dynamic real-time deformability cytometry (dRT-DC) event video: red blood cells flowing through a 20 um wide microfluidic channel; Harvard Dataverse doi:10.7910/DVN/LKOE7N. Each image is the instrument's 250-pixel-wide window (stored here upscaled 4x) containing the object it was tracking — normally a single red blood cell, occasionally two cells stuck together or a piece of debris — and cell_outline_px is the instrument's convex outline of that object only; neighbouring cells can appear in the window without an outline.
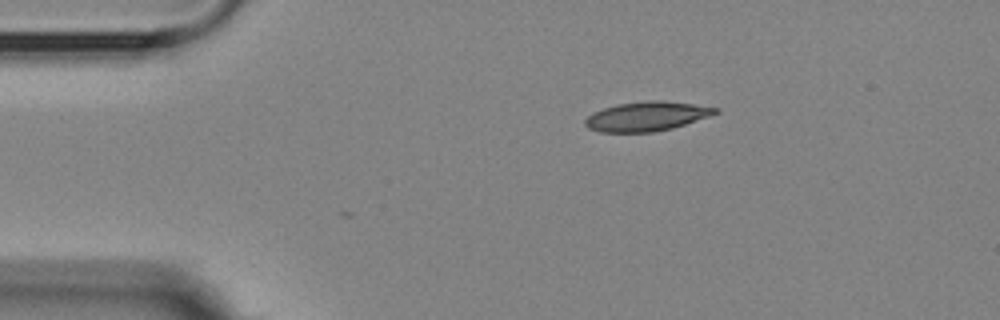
{"species": "Egyptian fruit bat (a non-hibernating species)", "species_latin": "Rousettus aegyptiacus", "temperature_condition": "room temperature", "stored_images_in_passage": 2, "camera_frame_rate_fps": 3000, "um_per_image_px": 0.085, "animal": {"sex": "female"}, "frame": {"image": 1, "passage_image": 2, "time_ms": 1.0, "image_size_px": [1000, 320], "cell_outline_px": [[720, 112], [712, 116], [672, 128], [652, 132], [600, 132], [588, 128], [584, 124], [584, 120], [592, 112], [616, 104], [648, 100], [660, 100], [692, 104], [720, 108]], "centroid_in_image_um": [54.98, 9.88], "position_along_channel_um": 30.0, "area_um2": 22.43}}